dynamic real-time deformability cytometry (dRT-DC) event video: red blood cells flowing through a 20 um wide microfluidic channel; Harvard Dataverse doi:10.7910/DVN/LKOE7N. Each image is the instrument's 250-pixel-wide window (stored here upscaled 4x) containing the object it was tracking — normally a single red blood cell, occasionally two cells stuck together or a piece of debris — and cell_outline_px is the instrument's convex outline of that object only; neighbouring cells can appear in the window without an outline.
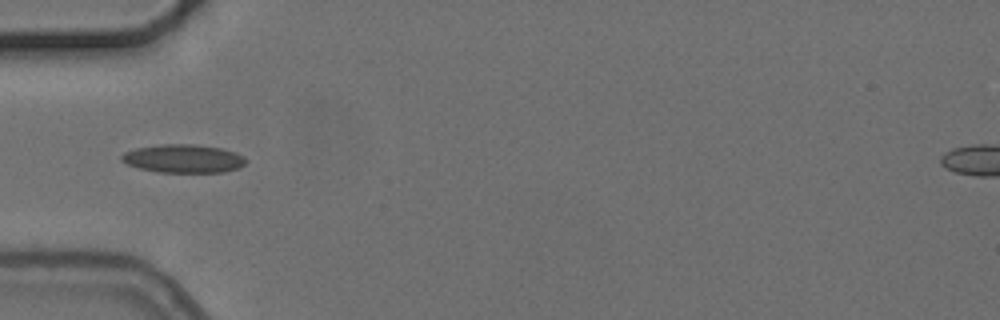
{"species": "common noctule bat (a hibernating species)", "species_latin": "Nyctalus noctula", "temperature_condition": "cold", "stored_images_in_passage": 6, "camera_frame_rate_fps": 3000, "um_per_image_px": 0.085, "animal": {"sex": "female", "body_mass_g": 24.6, "forearm_length_mm": 56.2}, "frame": {"image": 1, "passage_image": 4, "time_ms": 3.667, "image_size_px": [1000, 320], "cell_outline_px": [[248, 160], [240, 168], [224, 172], [156, 172], [140, 168], [128, 164], [120, 160], [120, 156], [124, 152], [136, 148], [160, 144], [196, 144], [220, 148], [236, 152], [244, 156]], "centroid_in_image_um": [15.61, 13.48], "position_along_channel_um": 69.4, "area_um2": 20.69}}
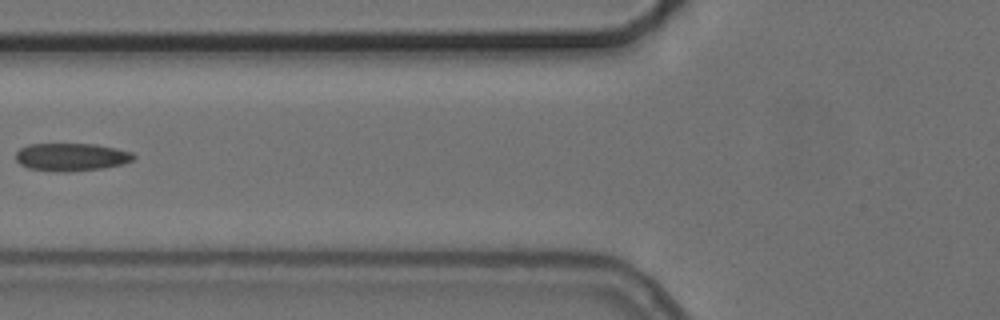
{"frame": {"image": 2, "passage_image": 5, "time_ms": 5.0, "image_size_px": [1000, 320], "cell_outline_px": [[136, 156], [132, 160], [124, 164], [100, 168], [68, 172], [60, 172], [28, 168], [20, 164], [16, 160], [16, 152], [20, 148], [28, 144], [96, 144], [116, 148], [132, 152]], "centroid_in_image_um": [6.06, 13.34], "position_along_channel_um": 119.7, "area_um2": 19.13}}
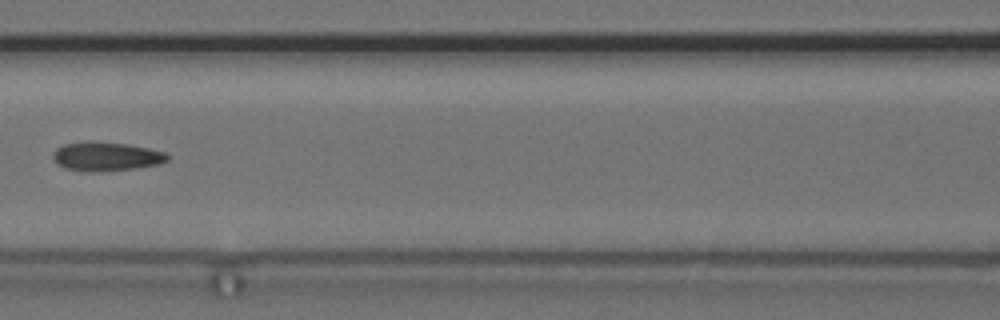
{"frame": {"image": 3, "passage_image": 6, "time_ms": 6.0, "image_size_px": [1000, 320], "cell_outline_px": [[168, 160], [156, 164], [132, 168], [96, 172], [88, 172], [64, 168], [52, 156], [56, 148], [64, 144], [128, 144], [168, 152]], "centroid_in_image_um": [9.07, 13.33], "position_along_channel_um": 157.5, "area_um2": 18.32}}